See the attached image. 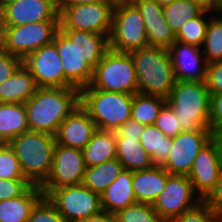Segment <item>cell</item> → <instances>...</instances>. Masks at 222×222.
<instances>
[{"label": "cell", "mask_w": 222, "mask_h": 222, "mask_svg": "<svg viewBox=\"0 0 222 222\" xmlns=\"http://www.w3.org/2000/svg\"><path fill=\"white\" fill-rule=\"evenodd\" d=\"M30 131L56 135L60 124L80 105L75 87H37L24 103Z\"/></svg>", "instance_id": "1"}, {"label": "cell", "mask_w": 222, "mask_h": 222, "mask_svg": "<svg viewBox=\"0 0 222 222\" xmlns=\"http://www.w3.org/2000/svg\"><path fill=\"white\" fill-rule=\"evenodd\" d=\"M166 99L182 131L210 130V93L205 81H176Z\"/></svg>", "instance_id": "2"}, {"label": "cell", "mask_w": 222, "mask_h": 222, "mask_svg": "<svg viewBox=\"0 0 222 222\" xmlns=\"http://www.w3.org/2000/svg\"><path fill=\"white\" fill-rule=\"evenodd\" d=\"M130 55L137 75L138 92L167 98L176 83L169 50L147 46Z\"/></svg>", "instance_id": "3"}, {"label": "cell", "mask_w": 222, "mask_h": 222, "mask_svg": "<svg viewBox=\"0 0 222 222\" xmlns=\"http://www.w3.org/2000/svg\"><path fill=\"white\" fill-rule=\"evenodd\" d=\"M7 144L16 154L25 178L40 186L52 167L55 136L29 130L11 139Z\"/></svg>", "instance_id": "4"}, {"label": "cell", "mask_w": 222, "mask_h": 222, "mask_svg": "<svg viewBox=\"0 0 222 222\" xmlns=\"http://www.w3.org/2000/svg\"><path fill=\"white\" fill-rule=\"evenodd\" d=\"M133 95L94 89L80 90V105L88 112L97 129L116 131L131 119Z\"/></svg>", "instance_id": "5"}, {"label": "cell", "mask_w": 222, "mask_h": 222, "mask_svg": "<svg viewBox=\"0 0 222 222\" xmlns=\"http://www.w3.org/2000/svg\"><path fill=\"white\" fill-rule=\"evenodd\" d=\"M90 85L94 89L135 94L138 92L137 75L130 53L109 49L96 68Z\"/></svg>", "instance_id": "6"}, {"label": "cell", "mask_w": 222, "mask_h": 222, "mask_svg": "<svg viewBox=\"0 0 222 222\" xmlns=\"http://www.w3.org/2000/svg\"><path fill=\"white\" fill-rule=\"evenodd\" d=\"M59 27V21L0 26V46L9 54L24 60L33 51L52 43Z\"/></svg>", "instance_id": "7"}, {"label": "cell", "mask_w": 222, "mask_h": 222, "mask_svg": "<svg viewBox=\"0 0 222 222\" xmlns=\"http://www.w3.org/2000/svg\"><path fill=\"white\" fill-rule=\"evenodd\" d=\"M59 30H83L110 36L113 8L106 2L58 5Z\"/></svg>", "instance_id": "8"}, {"label": "cell", "mask_w": 222, "mask_h": 222, "mask_svg": "<svg viewBox=\"0 0 222 222\" xmlns=\"http://www.w3.org/2000/svg\"><path fill=\"white\" fill-rule=\"evenodd\" d=\"M147 46L144 20L138 8L134 4L114 8L109 49L131 53Z\"/></svg>", "instance_id": "9"}, {"label": "cell", "mask_w": 222, "mask_h": 222, "mask_svg": "<svg viewBox=\"0 0 222 222\" xmlns=\"http://www.w3.org/2000/svg\"><path fill=\"white\" fill-rule=\"evenodd\" d=\"M46 197L68 222H78L102 211L100 194L83 184L52 189Z\"/></svg>", "instance_id": "10"}, {"label": "cell", "mask_w": 222, "mask_h": 222, "mask_svg": "<svg viewBox=\"0 0 222 222\" xmlns=\"http://www.w3.org/2000/svg\"><path fill=\"white\" fill-rule=\"evenodd\" d=\"M202 198L195 192L186 175H170L164 190L152 204L163 222H172L176 217L196 207Z\"/></svg>", "instance_id": "11"}, {"label": "cell", "mask_w": 222, "mask_h": 222, "mask_svg": "<svg viewBox=\"0 0 222 222\" xmlns=\"http://www.w3.org/2000/svg\"><path fill=\"white\" fill-rule=\"evenodd\" d=\"M85 171L82 150L55 144L50 173L40 188L46 196L52 189L82 184Z\"/></svg>", "instance_id": "12"}, {"label": "cell", "mask_w": 222, "mask_h": 222, "mask_svg": "<svg viewBox=\"0 0 222 222\" xmlns=\"http://www.w3.org/2000/svg\"><path fill=\"white\" fill-rule=\"evenodd\" d=\"M59 21L58 0H16L0 8V26Z\"/></svg>", "instance_id": "13"}, {"label": "cell", "mask_w": 222, "mask_h": 222, "mask_svg": "<svg viewBox=\"0 0 222 222\" xmlns=\"http://www.w3.org/2000/svg\"><path fill=\"white\" fill-rule=\"evenodd\" d=\"M210 141V130L182 131L173 137L172 147L163 168L171 175L188 176L202 147Z\"/></svg>", "instance_id": "14"}, {"label": "cell", "mask_w": 222, "mask_h": 222, "mask_svg": "<svg viewBox=\"0 0 222 222\" xmlns=\"http://www.w3.org/2000/svg\"><path fill=\"white\" fill-rule=\"evenodd\" d=\"M53 43L63 64L64 87H75L81 90L89 86L93 78V69L79 54L78 37H66L59 30Z\"/></svg>", "instance_id": "15"}, {"label": "cell", "mask_w": 222, "mask_h": 222, "mask_svg": "<svg viewBox=\"0 0 222 222\" xmlns=\"http://www.w3.org/2000/svg\"><path fill=\"white\" fill-rule=\"evenodd\" d=\"M23 65L32 74L37 87H64L63 64L53 42L29 54Z\"/></svg>", "instance_id": "16"}, {"label": "cell", "mask_w": 222, "mask_h": 222, "mask_svg": "<svg viewBox=\"0 0 222 222\" xmlns=\"http://www.w3.org/2000/svg\"><path fill=\"white\" fill-rule=\"evenodd\" d=\"M222 167L221 158L210 140L198 152L188 175L195 192L205 200L215 189Z\"/></svg>", "instance_id": "17"}, {"label": "cell", "mask_w": 222, "mask_h": 222, "mask_svg": "<svg viewBox=\"0 0 222 222\" xmlns=\"http://www.w3.org/2000/svg\"><path fill=\"white\" fill-rule=\"evenodd\" d=\"M176 81H205L207 62L200 47L175 41L168 49Z\"/></svg>", "instance_id": "18"}, {"label": "cell", "mask_w": 222, "mask_h": 222, "mask_svg": "<svg viewBox=\"0 0 222 222\" xmlns=\"http://www.w3.org/2000/svg\"><path fill=\"white\" fill-rule=\"evenodd\" d=\"M134 5L143 17L148 46L169 49L176 37L164 17L160 3L156 0H135Z\"/></svg>", "instance_id": "19"}, {"label": "cell", "mask_w": 222, "mask_h": 222, "mask_svg": "<svg viewBox=\"0 0 222 222\" xmlns=\"http://www.w3.org/2000/svg\"><path fill=\"white\" fill-rule=\"evenodd\" d=\"M97 130L88 112L79 105L59 126L56 144L82 150Z\"/></svg>", "instance_id": "20"}, {"label": "cell", "mask_w": 222, "mask_h": 222, "mask_svg": "<svg viewBox=\"0 0 222 222\" xmlns=\"http://www.w3.org/2000/svg\"><path fill=\"white\" fill-rule=\"evenodd\" d=\"M171 174L162 166L132 172V186L137 202L153 204L164 190Z\"/></svg>", "instance_id": "21"}, {"label": "cell", "mask_w": 222, "mask_h": 222, "mask_svg": "<svg viewBox=\"0 0 222 222\" xmlns=\"http://www.w3.org/2000/svg\"><path fill=\"white\" fill-rule=\"evenodd\" d=\"M100 198L102 210L112 214L137 203L132 186V171L123 169L118 177L100 194Z\"/></svg>", "instance_id": "22"}, {"label": "cell", "mask_w": 222, "mask_h": 222, "mask_svg": "<svg viewBox=\"0 0 222 222\" xmlns=\"http://www.w3.org/2000/svg\"><path fill=\"white\" fill-rule=\"evenodd\" d=\"M66 37H78V51L93 70L109 50V37L83 30H60Z\"/></svg>", "instance_id": "23"}, {"label": "cell", "mask_w": 222, "mask_h": 222, "mask_svg": "<svg viewBox=\"0 0 222 222\" xmlns=\"http://www.w3.org/2000/svg\"><path fill=\"white\" fill-rule=\"evenodd\" d=\"M37 86L30 71L22 64L8 80L0 84V103H25Z\"/></svg>", "instance_id": "24"}, {"label": "cell", "mask_w": 222, "mask_h": 222, "mask_svg": "<svg viewBox=\"0 0 222 222\" xmlns=\"http://www.w3.org/2000/svg\"><path fill=\"white\" fill-rule=\"evenodd\" d=\"M26 107L23 103H0V144L29 131Z\"/></svg>", "instance_id": "25"}, {"label": "cell", "mask_w": 222, "mask_h": 222, "mask_svg": "<svg viewBox=\"0 0 222 222\" xmlns=\"http://www.w3.org/2000/svg\"><path fill=\"white\" fill-rule=\"evenodd\" d=\"M44 196L34 185L24 196L0 200V222H27L35 204Z\"/></svg>", "instance_id": "26"}, {"label": "cell", "mask_w": 222, "mask_h": 222, "mask_svg": "<svg viewBox=\"0 0 222 222\" xmlns=\"http://www.w3.org/2000/svg\"><path fill=\"white\" fill-rule=\"evenodd\" d=\"M86 167L116 159V133L97 129L90 142L82 149Z\"/></svg>", "instance_id": "27"}, {"label": "cell", "mask_w": 222, "mask_h": 222, "mask_svg": "<svg viewBox=\"0 0 222 222\" xmlns=\"http://www.w3.org/2000/svg\"><path fill=\"white\" fill-rule=\"evenodd\" d=\"M116 158L129 171L145 170L153 167L149 153L134 138H116Z\"/></svg>", "instance_id": "28"}, {"label": "cell", "mask_w": 222, "mask_h": 222, "mask_svg": "<svg viewBox=\"0 0 222 222\" xmlns=\"http://www.w3.org/2000/svg\"><path fill=\"white\" fill-rule=\"evenodd\" d=\"M139 141L151 156L153 165L163 167L169 156L173 137L165 136L154 124H151L145 125Z\"/></svg>", "instance_id": "29"}, {"label": "cell", "mask_w": 222, "mask_h": 222, "mask_svg": "<svg viewBox=\"0 0 222 222\" xmlns=\"http://www.w3.org/2000/svg\"><path fill=\"white\" fill-rule=\"evenodd\" d=\"M123 169L122 163L117 158L100 165L86 167L82 184L93 192L101 194Z\"/></svg>", "instance_id": "30"}, {"label": "cell", "mask_w": 222, "mask_h": 222, "mask_svg": "<svg viewBox=\"0 0 222 222\" xmlns=\"http://www.w3.org/2000/svg\"><path fill=\"white\" fill-rule=\"evenodd\" d=\"M167 99L158 96L137 92L133 94L131 119L143 125L154 124Z\"/></svg>", "instance_id": "31"}, {"label": "cell", "mask_w": 222, "mask_h": 222, "mask_svg": "<svg viewBox=\"0 0 222 222\" xmlns=\"http://www.w3.org/2000/svg\"><path fill=\"white\" fill-rule=\"evenodd\" d=\"M202 11L201 7L189 0H173L170 5L163 7L164 17L175 34L185 22L198 16Z\"/></svg>", "instance_id": "32"}, {"label": "cell", "mask_w": 222, "mask_h": 222, "mask_svg": "<svg viewBox=\"0 0 222 222\" xmlns=\"http://www.w3.org/2000/svg\"><path fill=\"white\" fill-rule=\"evenodd\" d=\"M210 11L203 10L198 16L185 22L175 34L176 41L202 47L206 36L208 21L213 16L206 18ZM205 15V16H204Z\"/></svg>", "instance_id": "33"}, {"label": "cell", "mask_w": 222, "mask_h": 222, "mask_svg": "<svg viewBox=\"0 0 222 222\" xmlns=\"http://www.w3.org/2000/svg\"><path fill=\"white\" fill-rule=\"evenodd\" d=\"M201 49L207 63L222 60V18L217 13L208 21Z\"/></svg>", "instance_id": "34"}, {"label": "cell", "mask_w": 222, "mask_h": 222, "mask_svg": "<svg viewBox=\"0 0 222 222\" xmlns=\"http://www.w3.org/2000/svg\"><path fill=\"white\" fill-rule=\"evenodd\" d=\"M117 222H163L151 204L134 203L116 214Z\"/></svg>", "instance_id": "35"}, {"label": "cell", "mask_w": 222, "mask_h": 222, "mask_svg": "<svg viewBox=\"0 0 222 222\" xmlns=\"http://www.w3.org/2000/svg\"><path fill=\"white\" fill-rule=\"evenodd\" d=\"M0 179H26L16 154L8 144H0Z\"/></svg>", "instance_id": "36"}, {"label": "cell", "mask_w": 222, "mask_h": 222, "mask_svg": "<svg viewBox=\"0 0 222 222\" xmlns=\"http://www.w3.org/2000/svg\"><path fill=\"white\" fill-rule=\"evenodd\" d=\"M27 222H68L55 208V206L43 196L32 208Z\"/></svg>", "instance_id": "37"}, {"label": "cell", "mask_w": 222, "mask_h": 222, "mask_svg": "<svg viewBox=\"0 0 222 222\" xmlns=\"http://www.w3.org/2000/svg\"><path fill=\"white\" fill-rule=\"evenodd\" d=\"M172 222H222V218L203 200Z\"/></svg>", "instance_id": "38"}, {"label": "cell", "mask_w": 222, "mask_h": 222, "mask_svg": "<svg viewBox=\"0 0 222 222\" xmlns=\"http://www.w3.org/2000/svg\"><path fill=\"white\" fill-rule=\"evenodd\" d=\"M154 125L167 137H176L182 132L173 109L167 103L161 109Z\"/></svg>", "instance_id": "39"}, {"label": "cell", "mask_w": 222, "mask_h": 222, "mask_svg": "<svg viewBox=\"0 0 222 222\" xmlns=\"http://www.w3.org/2000/svg\"><path fill=\"white\" fill-rule=\"evenodd\" d=\"M34 184L29 179H0V200L24 196Z\"/></svg>", "instance_id": "40"}, {"label": "cell", "mask_w": 222, "mask_h": 222, "mask_svg": "<svg viewBox=\"0 0 222 222\" xmlns=\"http://www.w3.org/2000/svg\"><path fill=\"white\" fill-rule=\"evenodd\" d=\"M23 64L19 57L9 54L0 46V84L8 80Z\"/></svg>", "instance_id": "41"}, {"label": "cell", "mask_w": 222, "mask_h": 222, "mask_svg": "<svg viewBox=\"0 0 222 222\" xmlns=\"http://www.w3.org/2000/svg\"><path fill=\"white\" fill-rule=\"evenodd\" d=\"M205 82L210 95L222 93V60L207 63Z\"/></svg>", "instance_id": "42"}, {"label": "cell", "mask_w": 222, "mask_h": 222, "mask_svg": "<svg viewBox=\"0 0 222 222\" xmlns=\"http://www.w3.org/2000/svg\"><path fill=\"white\" fill-rule=\"evenodd\" d=\"M145 125L130 119L121 125L116 131V138H134L140 140Z\"/></svg>", "instance_id": "43"}, {"label": "cell", "mask_w": 222, "mask_h": 222, "mask_svg": "<svg viewBox=\"0 0 222 222\" xmlns=\"http://www.w3.org/2000/svg\"><path fill=\"white\" fill-rule=\"evenodd\" d=\"M222 126V93L210 95V130Z\"/></svg>", "instance_id": "44"}, {"label": "cell", "mask_w": 222, "mask_h": 222, "mask_svg": "<svg viewBox=\"0 0 222 222\" xmlns=\"http://www.w3.org/2000/svg\"><path fill=\"white\" fill-rule=\"evenodd\" d=\"M204 201L222 218V167L215 189Z\"/></svg>", "instance_id": "45"}, {"label": "cell", "mask_w": 222, "mask_h": 222, "mask_svg": "<svg viewBox=\"0 0 222 222\" xmlns=\"http://www.w3.org/2000/svg\"><path fill=\"white\" fill-rule=\"evenodd\" d=\"M78 222H117V219L115 214L102 210L100 213L92 215Z\"/></svg>", "instance_id": "46"}, {"label": "cell", "mask_w": 222, "mask_h": 222, "mask_svg": "<svg viewBox=\"0 0 222 222\" xmlns=\"http://www.w3.org/2000/svg\"><path fill=\"white\" fill-rule=\"evenodd\" d=\"M210 140L214 143L222 161V126L211 128Z\"/></svg>", "instance_id": "47"}, {"label": "cell", "mask_w": 222, "mask_h": 222, "mask_svg": "<svg viewBox=\"0 0 222 222\" xmlns=\"http://www.w3.org/2000/svg\"><path fill=\"white\" fill-rule=\"evenodd\" d=\"M189 1L197 4L203 10L216 13L219 0H189Z\"/></svg>", "instance_id": "48"}, {"label": "cell", "mask_w": 222, "mask_h": 222, "mask_svg": "<svg viewBox=\"0 0 222 222\" xmlns=\"http://www.w3.org/2000/svg\"><path fill=\"white\" fill-rule=\"evenodd\" d=\"M106 0H58V5H80L91 4Z\"/></svg>", "instance_id": "49"}, {"label": "cell", "mask_w": 222, "mask_h": 222, "mask_svg": "<svg viewBox=\"0 0 222 222\" xmlns=\"http://www.w3.org/2000/svg\"><path fill=\"white\" fill-rule=\"evenodd\" d=\"M135 0H106V2L114 9L120 6L133 5Z\"/></svg>", "instance_id": "50"}, {"label": "cell", "mask_w": 222, "mask_h": 222, "mask_svg": "<svg viewBox=\"0 0 222 222\" xmlns=\"http://www.w3.org/2000/svg\"><path fill=\"white\" fill-rule=\"evenodd\" d=\"M162 7L170 5L173 0H156Z\"/></svg>", "instance_id": "51"}, {"label": "cell", "mask_w": 222, "mask_h": 222, "mask_svg": "<svg viewBox=\"0 0 222 222\" xmlns=\"http://www.w3.org/2000/svg\"><path fill=\"white\" fill-rule=\"evenodd\" d=\"M216 13L222 18V0L218 1V7Z\"/></svg>", "instance_id": "52"}, {"label": "cell", "mask_w": 222, "mask_h": 222, "mask_svg": "<svg viewBox=\"0 0 222 222\" xmlns=\"http://www.w3.org/2000/svg\"><path fill=\"white\" fill-rule=\"evenodd\" d=\"M13 1H16V0H0V8L7 4V3H10V2H13Z\"/></svg>", "instance_id": "53"}]
</instances>
